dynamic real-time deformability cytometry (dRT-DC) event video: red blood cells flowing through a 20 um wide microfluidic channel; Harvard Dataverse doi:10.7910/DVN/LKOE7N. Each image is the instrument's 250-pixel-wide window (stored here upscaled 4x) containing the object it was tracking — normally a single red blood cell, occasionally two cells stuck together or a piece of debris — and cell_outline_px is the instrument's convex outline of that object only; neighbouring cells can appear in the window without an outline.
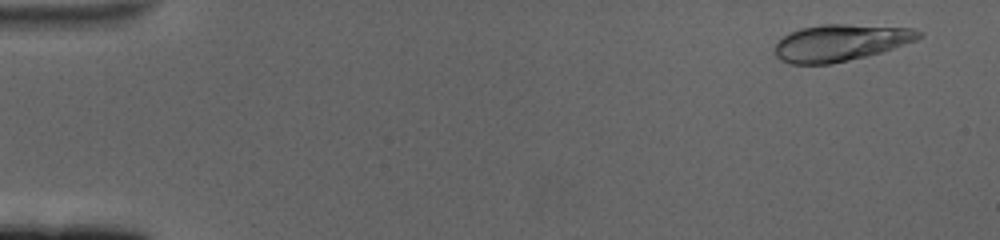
{"species": "human", "species_latin": "Homo sapiens", "temperature_condition": "cold", "stored_images_in_passage": 61, "camera_frame_rate_fps": 3000, "um_per_image_px": 0.085, "donor": {"sex": "female"}, "frame": {"image": 1, "passage_image": 4, "time_ms": 1.0, "image_size_px": [1000, 240], "cell_outline_px": [[924, 32], [916, 40], [880, 52], [832, 64], [792, 64], [780, 60], [776, 56], [776, 44], [784, 36], [800, 28], [824, 24], [844, 24], [912, 28]], "centroid_in_image_um": [71.43, 3.63], "position_along_channel_um": 13.6, "area_um2": 30.35}}
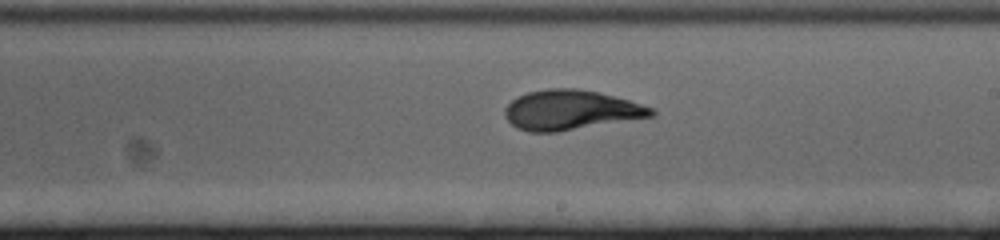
{"frame": {"image": 2, "passage_image": 36, "time_ms": 11.667, "image_size_px": [1000, 240], "cell_outline_px": [[656, 116], [556, 132], [528, 132], [516, 128], [504, 116], [504, 108], [512, 100], [528, 92], [548, 88], [580, 88], [628, 100], [652, 108], [656, 112]], "centroid_in_image_um": [48.5, 9.36], "position_along_channel_um": 240.5, "area_um2": 33.87}}
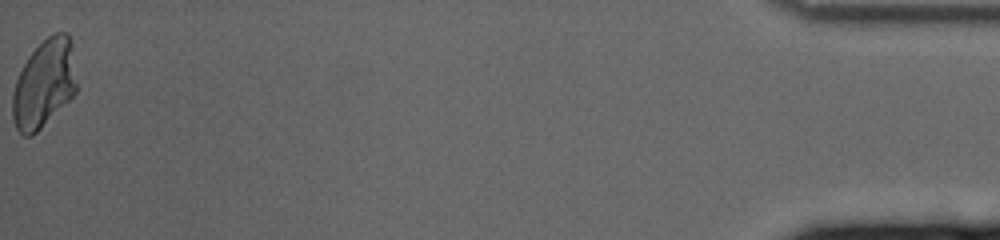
{"frame": {"image": 3, "passage_image": 61, "time_ms": 20.0, "image_size_px": [1000, 240], "cell_outline_px": [[76, 92], [32, 136], [24, 136], [16, 128], [12, 116], [12, 96], [16, 80], [28, 56], [52, 32], [68, 32], [72, 40], [76, 84]], "centroid_in_image_um": [3.75, 7.09], "position_along_channel_um": 431.5, "area_um2": 32.66}, "authors_computed_cell_mechanics": {"area_um2": 32.4836, "velocity_mm_per_s": 3.3806, "shape_relaxation_time_tau1_ms": 4.6982, "shape_relaxation_time_tau2_ms": null, "deformation_change_tau1": 0.1912, "deformation_change_tau2": null}}